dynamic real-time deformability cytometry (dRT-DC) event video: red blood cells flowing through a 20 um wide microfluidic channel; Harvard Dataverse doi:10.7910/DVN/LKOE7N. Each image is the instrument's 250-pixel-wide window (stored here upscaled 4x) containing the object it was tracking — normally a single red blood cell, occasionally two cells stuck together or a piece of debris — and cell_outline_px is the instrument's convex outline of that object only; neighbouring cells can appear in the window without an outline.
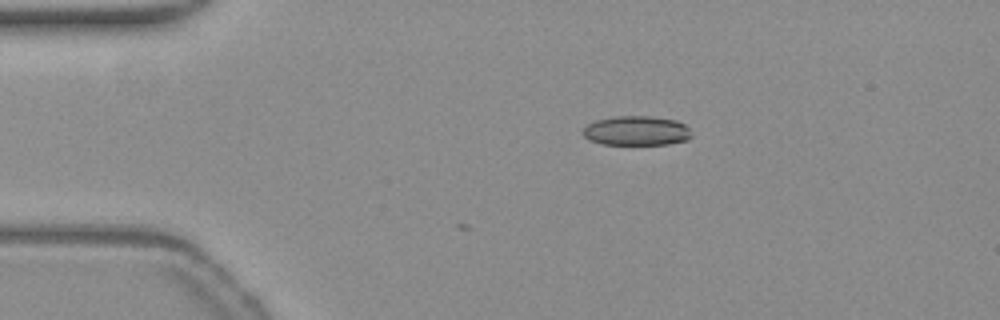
{"species": "common noctule bat (a hibernating species)", "species_latin": "Nyctalus noctula", "temperature_condition": "warm", "stored_images_in_passage": 5, "camera_frame_rate_fps": 3000, "um_per_image_px": 0.085, "animal": {"sex": "female", "body_mass_g": 19.3, "forearm_length_mm": 54.1}, "frame": {"image": 1, "passage_image": 5, "time_ms": 1.333, "image_size_px": [1000, 320], "cell_outline_px": [[692, 136], [688, 140], [668, 144], [604, 144], [588, 140], [584, 136], [584, 128], [588, 124], [596, 120], [612, 116], [652, 116], [676, 120], [684, 124], [688, 128]], "centroid_in_image_um": [54.11, 11.11], "position_along_channel_um": 30.9, "area_um2": 18.67}}